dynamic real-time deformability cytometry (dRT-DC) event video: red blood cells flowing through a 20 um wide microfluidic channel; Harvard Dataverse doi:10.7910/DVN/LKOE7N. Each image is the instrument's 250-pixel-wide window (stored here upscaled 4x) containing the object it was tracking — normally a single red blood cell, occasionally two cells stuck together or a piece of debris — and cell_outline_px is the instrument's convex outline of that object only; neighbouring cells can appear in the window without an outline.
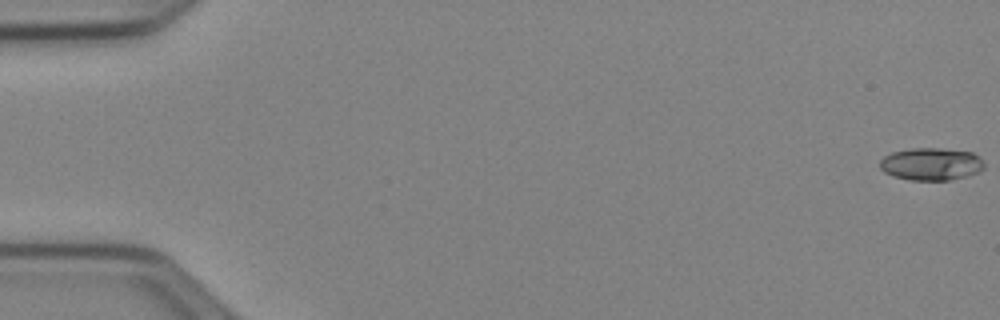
{"species": "Egyptian fruit bat (a non-hibernating species)", "species_latin": "Rousettus aegyptiacus", "temperature_condition": "cold", "stored_images_in_passage": 53, "camera_frame_rate_fps": 3000, "um_per_image_px": 0.085, "animal": {"sex": "female"}, "frame": {"image": 1, "passage_image": 1, "time_ms": 0.0, "image_size_px": [1000, 320], "cell_outline_px": [[984, 168], [980, 172], [968, 176], [948, 180], [908, 180], [892, 176], [884, 172], [880, 168], [880, 160], [884, 156], [892, 152], [912, 148], [940, 148], [972, 152], [984, 164]], "centroid_in_image_um": [79.12, 13.95], "position_along_channel_um": 5.9, "area_um2": 19.83}}
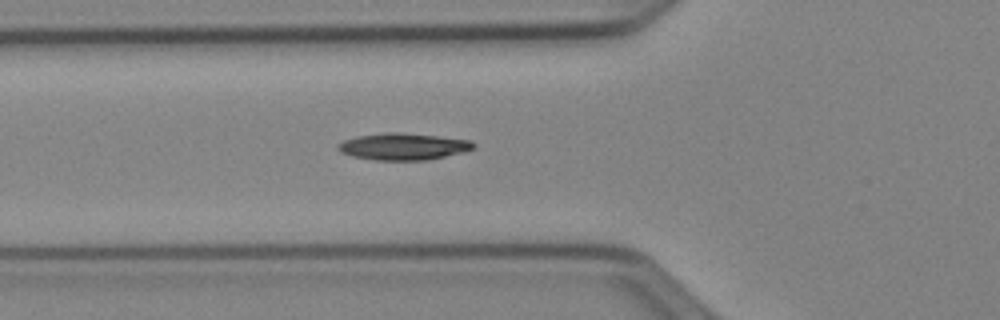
{"frame": {"image": 2, "passage_image": 20, "time_ms": 6.333, "image_size_px": [1000, 320], "cell_outline_px": [[476, 148], [464, 152], [428, 160], [376, 160], [352, 156], [340, 152], [336, 148], [336, 144], [344, 140], [356, 136], [388, 132], [396, 132], [436, 136], [472, 140], [476, 144]], "centroid_in_image_um": [34.28, 12.46], "position_along_channel_um": 91.5, "area_um2": 21.27}}
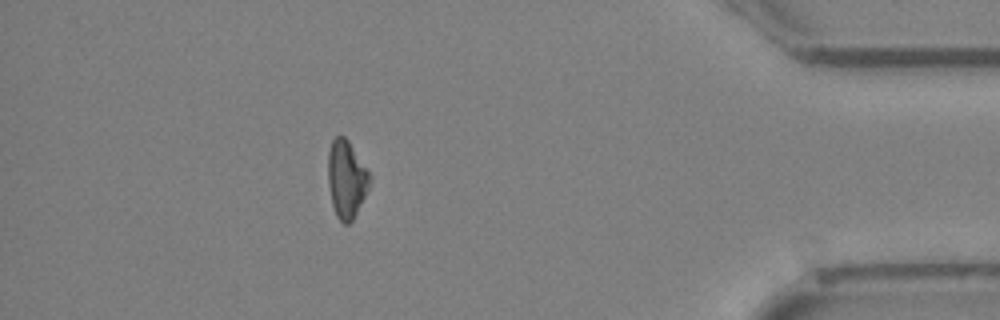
{"frame": {"image": 3, "passage_image": 47, "time_ms": 15.333, "image_size_px": [1000, 320], "cell_outline_px": [[368, 188], [352, 220], [348, 224], [344, 224], [336, 216], [332, 204], [328, 184], [328, 152], [332, 140], [336, 136], [344, 136], [348, 140], [368, 172]], "centroid_in_image_um": [29.4, 15.22], "position_along_channel_um": 405.8, "area_um2": 18.26}, "authors_computed_cell_mechanics": {"area_um2": 19.7098, "velocity_mm_per_s": 3.9703, "shape_relaxation_time_tau1_ms": 6.0005, "shape_relaxation_time_tau2_ms": null, "deformation_change_tau1": 0.1412, "deformation_change_tau2": null}}